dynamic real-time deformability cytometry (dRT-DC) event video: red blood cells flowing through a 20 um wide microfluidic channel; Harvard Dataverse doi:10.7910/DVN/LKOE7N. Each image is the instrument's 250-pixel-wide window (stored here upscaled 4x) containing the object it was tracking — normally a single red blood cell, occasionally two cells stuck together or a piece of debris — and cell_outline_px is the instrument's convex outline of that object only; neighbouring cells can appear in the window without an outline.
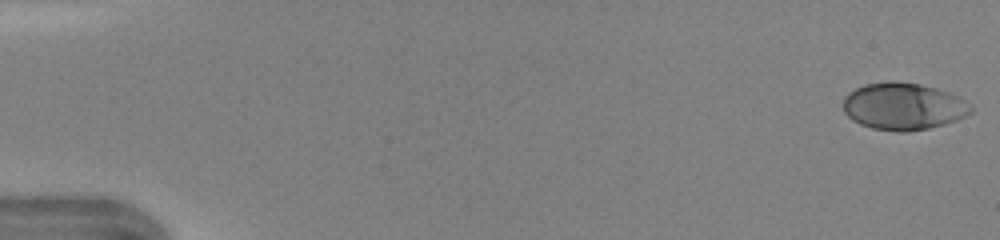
{"species": "human", "species_latin": "Homo sapiens", "temperature_condition": "warm", "stored_images_in_passage": 46, "camera_frame_rate_fps": 3000, "um_per_image_px": 0.085, "donor": {"sex": "female"}, "frame": {"image": 1, "passage_image": 1, "time_ms": 0.0, "image_size_px": [1000, 240], "cell_outline_px": [[972, 112], [956, 120], [944, 124], [928, 128], [908, 132], [896, 132], [872, 128], [860, 124], [852, 120], [844, 112], [844, 96], [848, 92], [864, 84], [892, 80], [920, 84], [936, 88], [948, 92], [972, 104]], "centroid_in_image_um": [76.77, 9.04], "position_along_channel_um": 8.2, "area_um2": 35.2}}
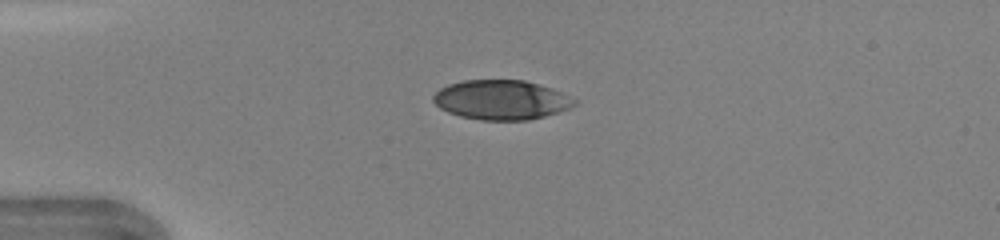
{"frame": {"image": 2, "passage_image": 12, "time_ms": 3.667, "image_size_px": [1000, 240], "cell_outline_px": [[576, 104], [568, 108], [544, 116], [528, 120], [480, 120], [460, 116], [448, 112], [440, 108], [432, 100], [432, 96], [440, 88], [448, 84], [464, 80], [524, 80], [552, 88], [576, 100]], "centroid_in_image_um": [42.57, 8.48], "position_along_channel_um": 42.4, "area_um2": 32.37}}
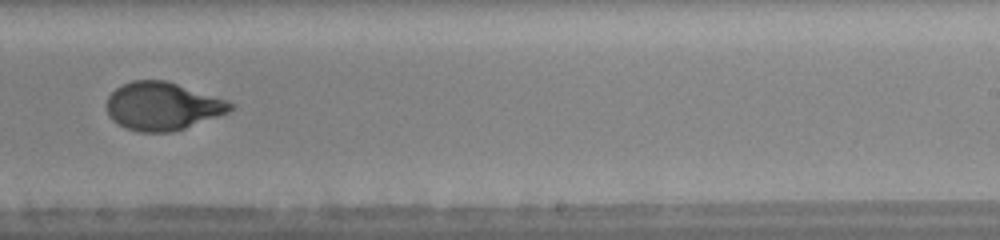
{"frame": {"image": 3, "passage_image": 30, "time_ms": 9.667, "image_size_px": [1000, 240], "cell_outline_px": [[236, 104], [228, 112], [184, 128], [172, 132], [140, 132], [124, 128], [112, 120], [108, 112], [108, 96], [120, 84], [132, 80], [168, 80]], "centroid_in_image_um": [13.78, 9.02], "position_along_channel_um": 275.2, "area_um2": 34.39}, "authors_computed_cell_mechanics": {"area_um2": 34.7956, "velocity_mm_per_s": 4.3912, "shape_relaxation_time_tau1_ms": 3.4887, "shape_relaxation_time_tau2_ms": null, "deformation_change_tau1": 0.1951, "deformation_change_tau2": null}}